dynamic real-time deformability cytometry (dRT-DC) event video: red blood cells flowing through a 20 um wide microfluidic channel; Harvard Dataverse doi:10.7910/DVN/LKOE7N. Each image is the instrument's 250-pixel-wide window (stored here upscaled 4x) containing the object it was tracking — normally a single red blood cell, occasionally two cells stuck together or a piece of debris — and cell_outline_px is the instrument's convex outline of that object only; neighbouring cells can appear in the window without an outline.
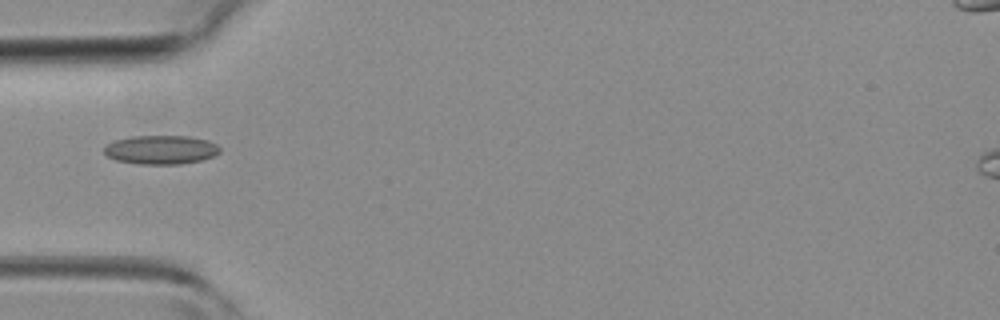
{"species": "common noctule bat (a hibernating species)", "species_latin": "Nyctalus noctula", "temperature_condition": "room temperature", "stored_images_in_passage": 31, "camera_frame_rate_fps": 3000, "um_per_image_px": 0.085, "animal": {"sex": "female", "body_mass_g": 19.3, "forearm_length_mm": 54.1}, "frame": {"image": 1, "passage_image": 1, "time_ms": 0.0, "image_size_px": [1000, 320], "cell_outline_px": [[220, 152], [212, 156], [200, 160], [180, 164], [140, 164], [116, 160], [108, 156], [104, 152], [104, 148], [108, 144], [116, 140], [132, 136], [188, 136], [208, 140], [216, 144], [220, 148]], "centroid_in_image_um": [13.69, 12.72], "position_along_channel_um": 71.3, "area_um2": 19.31}}
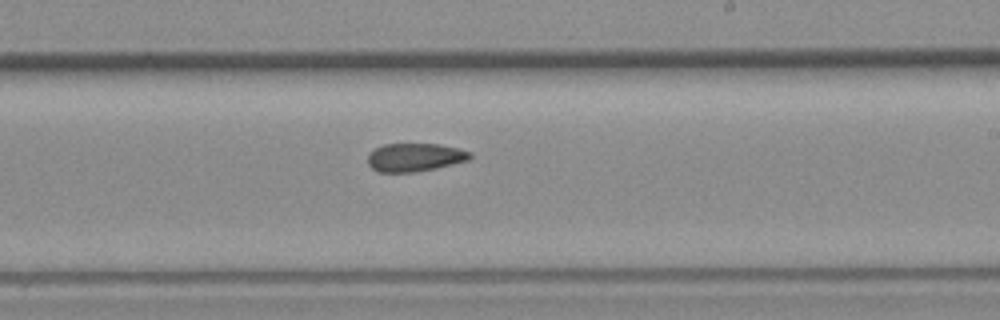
{"frame": {"image": 2, "passage_image": 13, "time_ms": 4.0, "image_size_px": [1000, 320], "cell_outline_px": [[472, 156], [468, 160], [436, 168], [416, 172], [380, 172], [372, 168], [368, 164], [368, 156], [376, 148], [384, 144], [436, 144], [456, 148], [472, 152]], "centroid_in_image_um": [35.26, 13.38], "position_along_channel_um": 253.7, "area_um2": 16.65}}
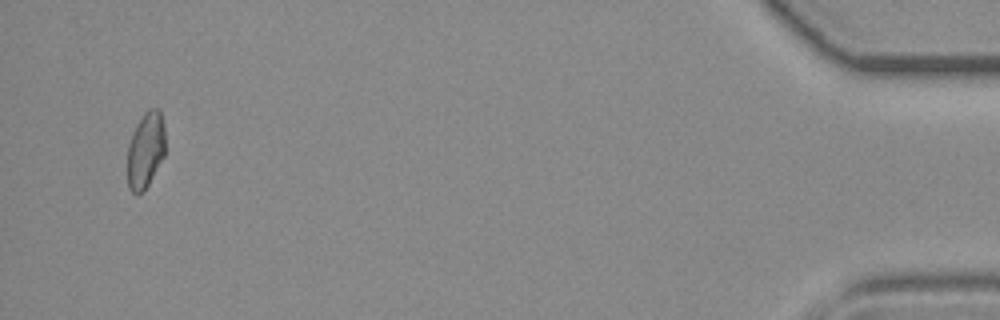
{"frame": {"image": 3, "passage_image": 30, "time_ms": 9.667, "image_size_px": [1000, 320], "cell_outline_px": [[164, 156], [148, 184], [136, 196], [128, 188], [128, 144], [136, 124], [144, 112], [148, 108], [160, 108], [164, 124]], "centroid_in_image_um": [12.37, 12.71], "position_along_channel_um": 422.8, "area_um2": 16.76}}